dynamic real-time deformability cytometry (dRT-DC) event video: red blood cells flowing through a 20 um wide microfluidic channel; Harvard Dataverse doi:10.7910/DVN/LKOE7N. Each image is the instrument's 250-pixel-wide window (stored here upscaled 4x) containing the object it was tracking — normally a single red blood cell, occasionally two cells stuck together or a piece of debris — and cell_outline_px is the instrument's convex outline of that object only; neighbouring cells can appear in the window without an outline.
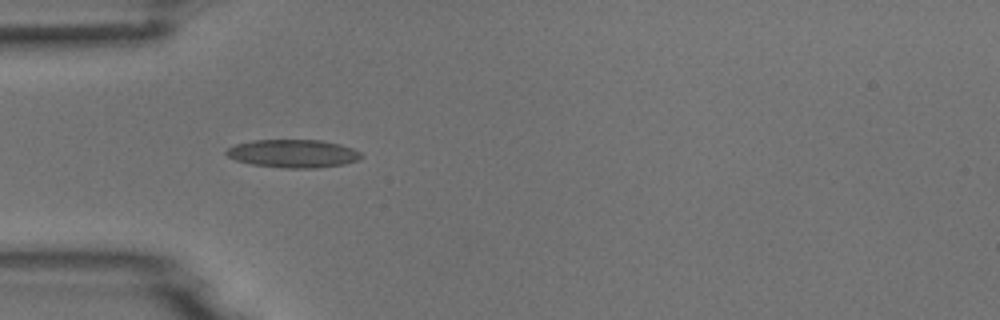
{"species": "common noctule bat (a hibernating species)", "species_latin": "Nyctalus noctula", "temperature_condition": "room temperature", "stored_images_in_passage": 2, "camera_frame_rate_fps": 3000, "um_per_image_px": 0.085, "animal": {"sex": "male", "body_mass_g": 18.8}, "frame": {"image": 1, "passage_image": 1, "time_ms": 0.0, "image_size_px": [1000, 320], "cell_outline_px": [[364, 156], [360, 160], [344, 164], [316, 168], [284, 168], [252, 164], [236, 160], [228, 156], [224, 152], [228, 148], [236, 144], [252, 140], [320, 140], [340, 144], [352, 148], [360, 152]], "centroid_in_image_um": [24.94, 13.05], "position_along_channel_um": 60.1, "area_um2": 22.14}}
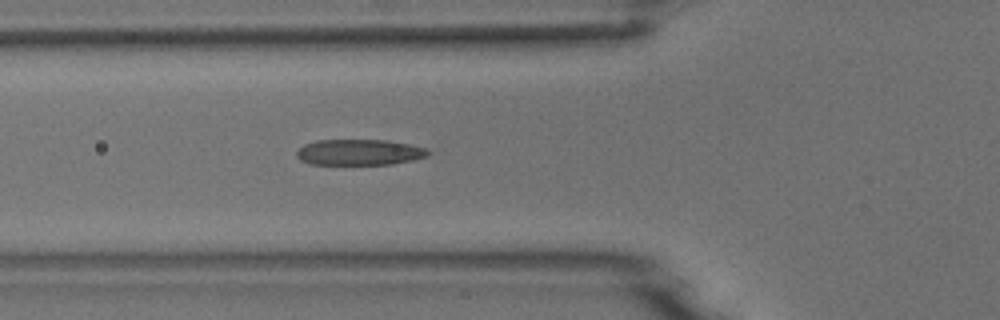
{"frame": {"image": 2, "passage_image": 2, "time_ms": 1.0, "image_size_px": [1000, 320], "cell_outline_px": [[432, 152], [428, 156], [412, 160], [392, 164], [312, 164], [300, 160], [296, 156], [296, 152], [304, 144], [316, 140], [388, 140], [428, 148]], "centroid_in_image_um": [30.57, 12.94], "position_along_channel_um": 95.2, "area_um2": 19.88}}